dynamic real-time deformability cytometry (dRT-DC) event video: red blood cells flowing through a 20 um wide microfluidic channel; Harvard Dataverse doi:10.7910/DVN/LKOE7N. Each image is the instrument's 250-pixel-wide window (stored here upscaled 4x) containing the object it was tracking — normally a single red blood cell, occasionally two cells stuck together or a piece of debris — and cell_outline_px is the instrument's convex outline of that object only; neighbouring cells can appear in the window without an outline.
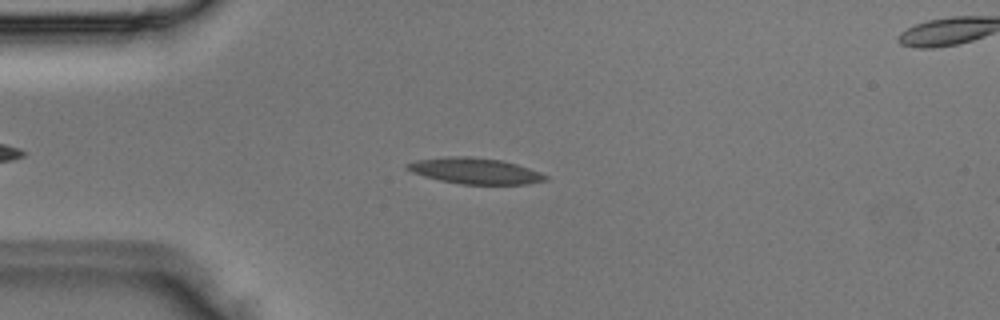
{"species": "Egyptian fruit bat (a non-hibernating species)", "species_latin": "Rousettus aegyptiacus", "temperature_condition": "room temperature", "stored_images_in_passage": 4, "camera_frame_rate_fps": 3000, "um_per_image_px": 0.085, "animal": {"sex": "male"}, "frame": {"image": 1, "passage_image": 3, "time_ms": 0.667, "image_size_px": [1000, 320], "cell_outline_px": [[548, 180], [528, 184], [460, 184], [440, 180], [424, 176], [412, 172], [404, 168], [404, 164], [416, 160], [444, 156], [468, 156], [500, 160], [516, 164], [540, 172], [548, 176]], "centroid_in_image_um": [40.34, 14.52], "position_along_channel_um": 44.7, "area_um2": 20.98}}